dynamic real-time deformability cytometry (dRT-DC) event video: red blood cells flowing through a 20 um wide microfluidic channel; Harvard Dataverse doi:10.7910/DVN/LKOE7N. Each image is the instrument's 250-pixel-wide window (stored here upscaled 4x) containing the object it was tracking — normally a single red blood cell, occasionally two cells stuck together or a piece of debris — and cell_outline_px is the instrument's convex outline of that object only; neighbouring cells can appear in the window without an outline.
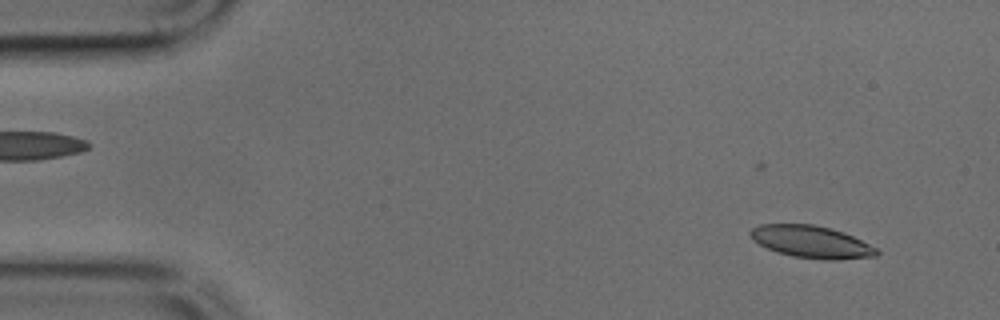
{"species": "common noctule bat (a hibernating species)", "species_latin": "Nyctalus noctula", "temperature_condition": "cold", "stored_images_in_passage": 47, "camera_frame_rate_fps": 3000, "um_per_image_px": 0.085, "animal": {"sex": "male", "body_mass_g": 17.9, "forearm_length_mm": 54.2}, "frame": {"image": 1, "passage_image": 3, "time_ms": 0.667, "image_size_px": [1000, 320], "cell_outline_px": [[880, 252], [876, 256], [840, 260], [824, 260], [792, 256], [776, 252], [752, 240], [748, 232], [752, 228], [760, 224], [812, 224], [844, 232], [876, 248]], "centroid_in_image_um": [68.94, 20.56], "position_along_channel_um": 16.1, "area_um2": 23.7}}
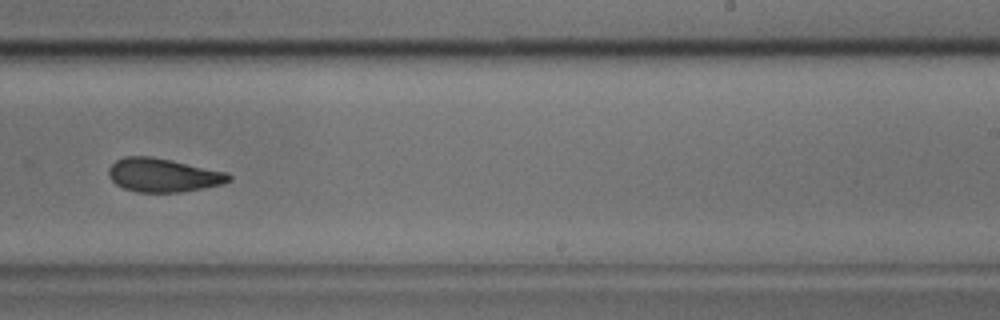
{"frame": {"image": 2, "passage_image": 29, "time_ms": 9.333, "image_size_px": [1000, 320], "cell_outline_px": [[232, 180], [224, 184], [180, 192], [136, 192], [124, 188], [116, 184], [108, 176], [108, 168], [116, 160], [124, 156], [148, 156], [228, 172], [232, 176]], "centroid_in_image_um": [13.87, 14.89], "position_along_channel_um": 275.1, "area_um2": 23.47}}
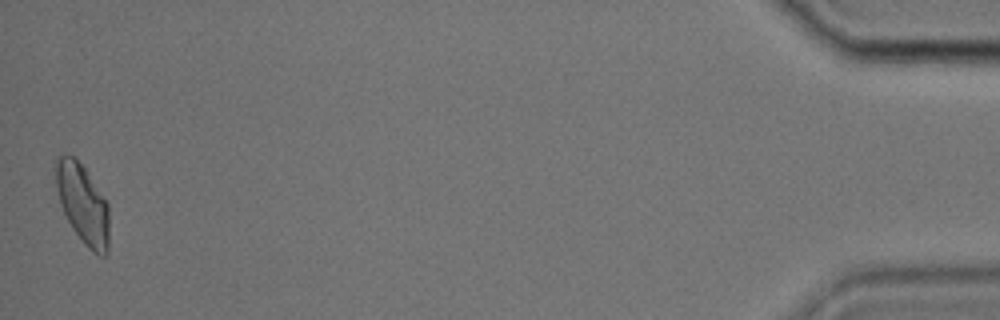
{"frame": {"image": 3, "passage_image": 47, "time_ms": 15.333, "image_size_px": [1000, 320], "cell_outline_px": [[108, 252], [104, 256], [100, 256], [92, 252], [84, 244], [72, 228], [60, 204], [56, 188], [56, 156], [64, 152], [72, 156], [84, 168], [108, 204]], "centroid_in_image_um": [7.02, 17.34], "position_along_channel_um": 428.2, "area_um2": 24.51}}